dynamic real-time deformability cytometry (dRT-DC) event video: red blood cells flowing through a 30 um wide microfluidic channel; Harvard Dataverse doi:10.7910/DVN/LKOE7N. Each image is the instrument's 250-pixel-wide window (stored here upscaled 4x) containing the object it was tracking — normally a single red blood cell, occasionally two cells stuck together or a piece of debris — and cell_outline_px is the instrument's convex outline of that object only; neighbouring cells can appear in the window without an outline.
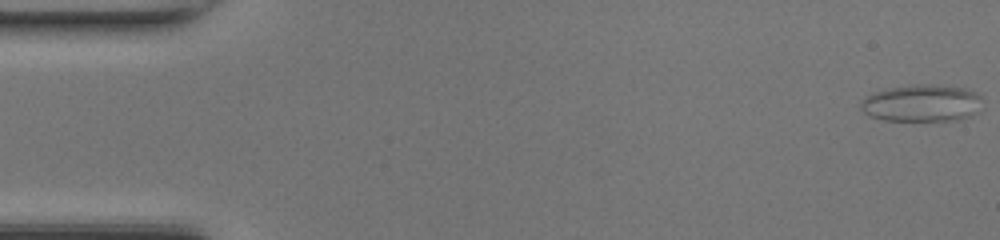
{"species": "common noctule bat (a hibernating species)", "species_latin": "Nyctalus noctula", "temperature_condition": "room temperature", "stored_images_in_passage": 42, "camera_frame_rate_fps": 3000, "um_per_image_px": 0.085, "animal": {"sex": "female", "body_mass_g": 17.0, "forearm_length_mm": 48.0}, "frame": {"image": 1, "passage_image": 1, "time_ms": 0.0, "image_size_px": [1000, 240], "cell_outline_px": [[984, 100], [980, 112], [972, 116], [956, 120], [884, 120], [868, 116], [860, 108], [860, 100], [864, 96], [888, 88], [912, 84], [928, 84], [964, 88], [976, 92]], "centroid_in_image_um": [78.38, 8.77], "position_along_channel_um": 6.6, "area_um2": 26.7}}
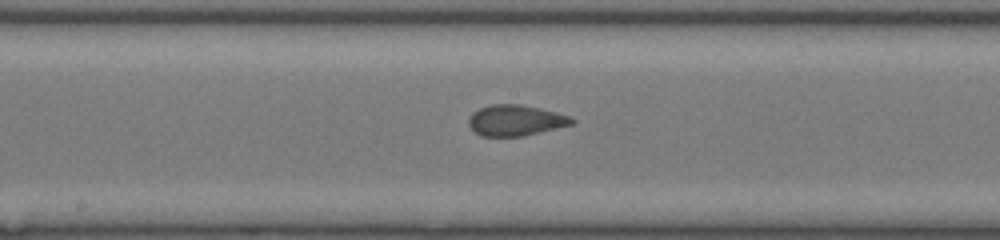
{"frame": {"image": 2, "passage_image": 25, "time_ms": 8.0, "image_size_px": [1000, 240], "cell_outline_px": [[576, 120], [572, 124], [524, 136], [480, 136], [468, 124], [468, 120], [472, 112], [480, 108], [492, 104], [516, 104], [556, 112], [568, 116]], "centroid_in_image_um": [43.79, 10.24], "position_along_channel_um": 204.4, "area_um2": 18.26}}
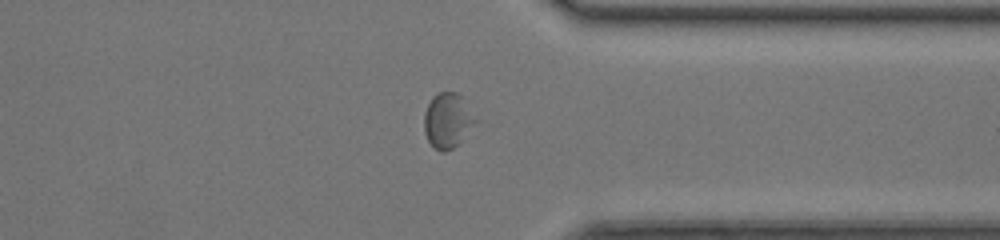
{"frame": {"image": 3, "passage_image": 37, "time_ms": 12.0, "image_size_px": [1000, 240], "cell_outline_px": [[480, 124], [452, 148], [444, 152], [440, 152], [428, 140], [424, 132], [424, 112], [432, 96], [440, 92], [456, 92], [460, 96], [480, 120]], "centroid_in_image_um": [38.1, 10.24], "position_along_channel_um": 373.3, "area_um2": 16.76}}